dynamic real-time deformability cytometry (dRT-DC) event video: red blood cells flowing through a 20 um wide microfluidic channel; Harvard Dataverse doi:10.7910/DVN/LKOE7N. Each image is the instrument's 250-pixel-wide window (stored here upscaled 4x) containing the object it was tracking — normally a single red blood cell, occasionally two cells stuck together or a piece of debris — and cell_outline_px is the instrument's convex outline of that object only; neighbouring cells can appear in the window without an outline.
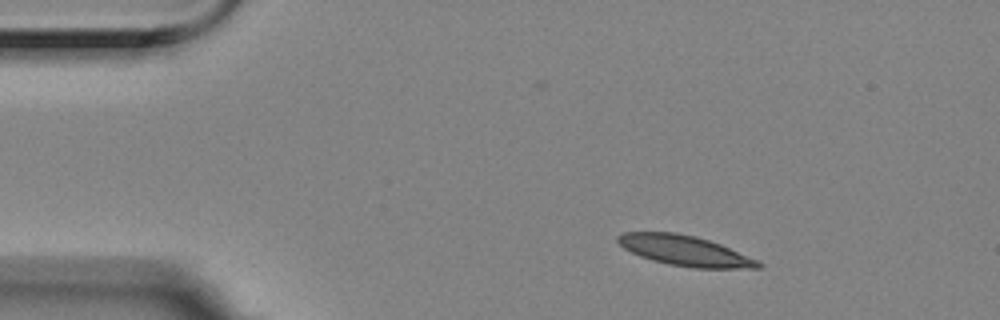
{"species": "Egyptian fruit bat (a non-hibernating species)", "species_latin": "Rousettus aegyptiacus", "temperature_condition": "room temperature", "stored_images_in_passage": 4, "camera_frame_rate_fps": 3000, "um_per_image_px": 0.085, "animal": {"sex": "female"}, "frame": {"image": 1, "passage_image": 2, "time_ms": 0.333, "image_size_px": [1000, 320], "cell_outline_px": [[764, 264], [760, 268], [692, 268], [668, 264], [652, 260], [640, 256], [624, 248], [616, 240], [616, 236], [624, 232], [676, 232], [696, 236], [720, 244], [760, 260]], "centroid_in_image_um": [58.24, 21.31], "position_along_channel_um": 26.8, "area_um2": 24.85}}